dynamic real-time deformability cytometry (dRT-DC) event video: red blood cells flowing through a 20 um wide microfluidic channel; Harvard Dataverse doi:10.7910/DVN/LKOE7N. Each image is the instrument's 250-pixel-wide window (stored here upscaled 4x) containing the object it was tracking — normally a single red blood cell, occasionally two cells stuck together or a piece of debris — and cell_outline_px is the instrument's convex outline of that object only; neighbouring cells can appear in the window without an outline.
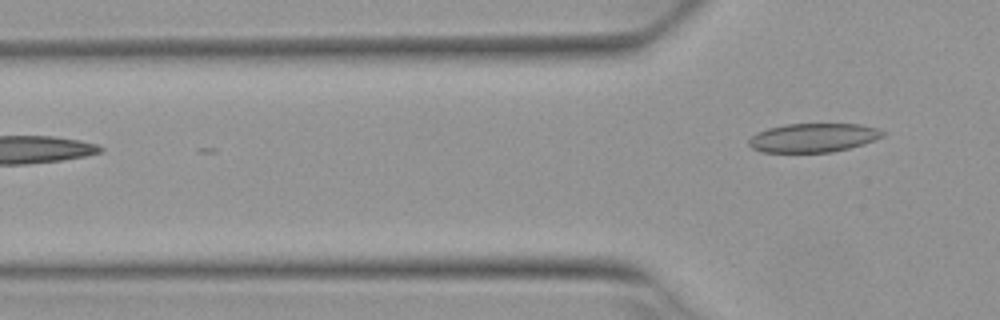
{"species": "Egyptian fruit bat (a non-hibernating species)", "species_latin": "Rousettus aegyptiacus", "temperature_condition": "warm", "stored_images_in_passage": 2, "camera_frame_rate_fps": 3000, "um_per_image_px": 0.085, "animal": {"sex": "female"}, "frame": {"image": 1, "passage_image": 2, "time_ms": 0.333, "image_size_px": [1000, 320], "cell_outline_px": [[884, 136], [864, 144], [832, 152], [760, 152], [752, 148], [748, 144], [748, 140], [756, 132], [768, 128], [784, 124], [860, 124], [876, 128], [884, 132]], "centroid_in_image_um": [69.09, 11.71], "position_along_channel_um": 56.7, "area_um2": 22.54}}